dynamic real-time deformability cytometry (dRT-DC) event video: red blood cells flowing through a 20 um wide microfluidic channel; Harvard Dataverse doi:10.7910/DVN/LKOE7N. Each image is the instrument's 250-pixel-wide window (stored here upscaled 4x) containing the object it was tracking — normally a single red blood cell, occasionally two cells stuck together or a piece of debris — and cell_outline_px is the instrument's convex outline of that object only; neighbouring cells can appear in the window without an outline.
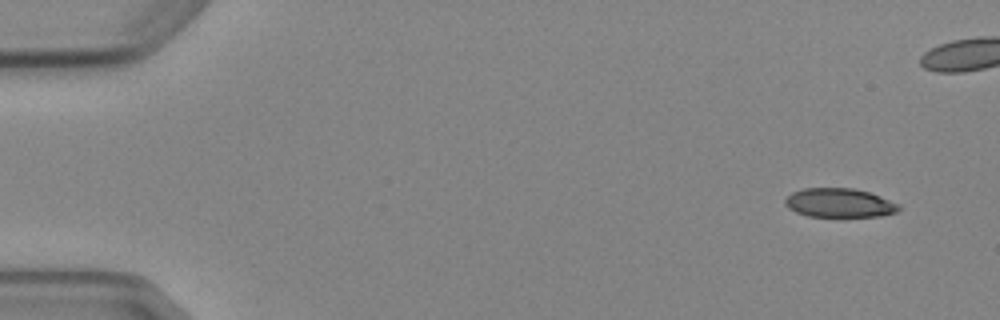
{"species": "Egyptian fruit bat (a non-hibernating species)", "species_latin": "Rousettus aegyptiacus", "temperature_condition": "cold", "stored_images_in_passage": 8, "camera_frame_rate_fps": 3000, "um_per_image_px": 0.085, "animal": {"sex": "female"}, "frame": {"image": 1, "passage_image": 1, "time_ms": 0.0, "image_size_px": [1000, 320], "cell_outline_px": [[900, 208], [896, 212], [880, 216], [808, 216], [796, 212], [788, 208], [784, 204], [784, 200], [792, 192], [804, 188], [852, 188], [868, 192], [880, 196], [900, 204]], "centroid_in_image_um": [71.33, 17.24], "position_along_channel_um": 13.7, "area_um2": 19.13}}
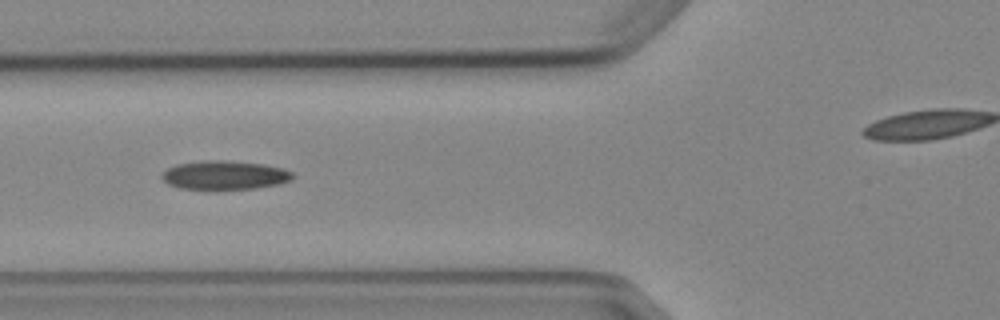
{"frame": {"image": 2, "passage_image": 5, "time_ms": 5.667, "image_size_px": [1000, 320], "cell_outline_px": [[296, 176], [292, 180], [280, 184], [256, 188], [208, 192], [180, 188], [168, 184], [160, 176], [168, 168], [176, 164], [204, 160], [228, 160], [264, 164], [284, 168], [292, 172]], "centroid_in_image_um": [19.11, 14.92], "position_along_channel_um": 106.7, "area_um2": 23.0}}